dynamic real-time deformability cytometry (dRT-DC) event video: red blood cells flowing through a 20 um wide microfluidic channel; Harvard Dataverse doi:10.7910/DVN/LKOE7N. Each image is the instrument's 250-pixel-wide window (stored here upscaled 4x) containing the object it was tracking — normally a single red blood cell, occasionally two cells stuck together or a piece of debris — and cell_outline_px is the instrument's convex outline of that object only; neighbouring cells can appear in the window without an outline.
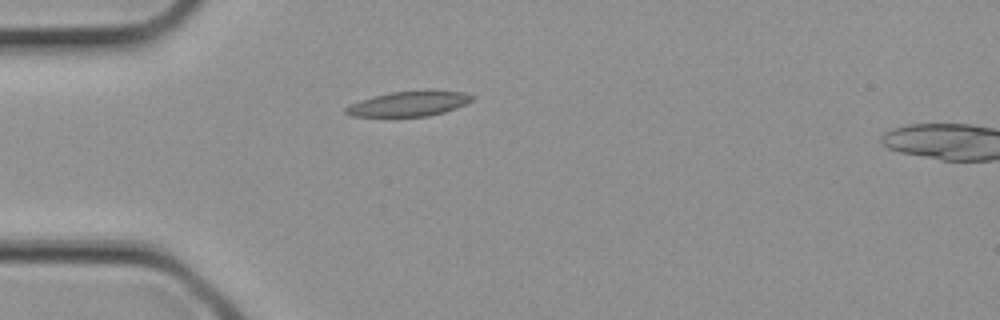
{"species": "common noctule bat (a hibernating species)", "species_latin": "Nyctalus noctula", "temperature_condition": "cold", "stored_images_in_passage": 4, "camera_frame_rate_fps": 3000, "um_per_image_px": 0.085, "animal": {"sex": "female", "body_mass_g": 21.9}, "frame": {"image": 1, "passage_image": 3, "time_ms": 0.667, "image_size_px": [1000, 320], "cell_outline_px": [[476, 96], [472, 100], [456, 108], [444, 112], [428, 116], [352, 116], [344, 112], [344, 108], [348, 104], [372, 96], [388, 92], [424, 88], [428, 88], [464, 92]], "centroid_in_image_um": [34.78, 8.77], "position_along_channel_um": 50.2, "area_um2": 19.07}}